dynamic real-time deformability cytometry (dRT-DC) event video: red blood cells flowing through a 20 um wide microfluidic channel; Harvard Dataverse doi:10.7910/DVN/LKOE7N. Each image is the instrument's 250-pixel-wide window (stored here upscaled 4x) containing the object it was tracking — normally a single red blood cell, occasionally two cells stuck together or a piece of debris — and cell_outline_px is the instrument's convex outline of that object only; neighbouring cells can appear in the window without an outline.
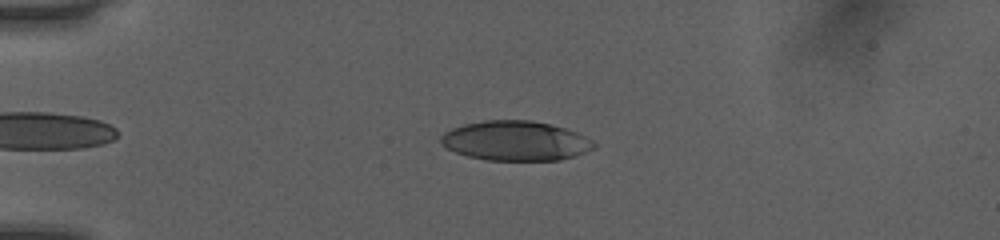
{"species": "human", "species_latin": "Homo sapiens", "temperature_condition": "room temperature", "stored_images_in_passage": 36, "camera_frame_rate_fps": 3000, "um_per_image_px": 0.085, "donor": {"sex": "female"}, "frame": {"image": 1, "passage_image": 3, "time_ms": 0.667, "image_size_px": [1000, 240], "cell_outline_px": [[596, 148], [560, 160], [488, 160], [468, 156], [456, 152], [440, 144], [440, 136], [444, 132], [452, 128], [464, 124], [484, 120], [532, 120], [552, 124], [576, 132], [592, 140], [596, 144]], "centroid_in_image_um": [43.81, 11.96], "position_along_channel_um": 41.2, "area_um2": 35.37}}
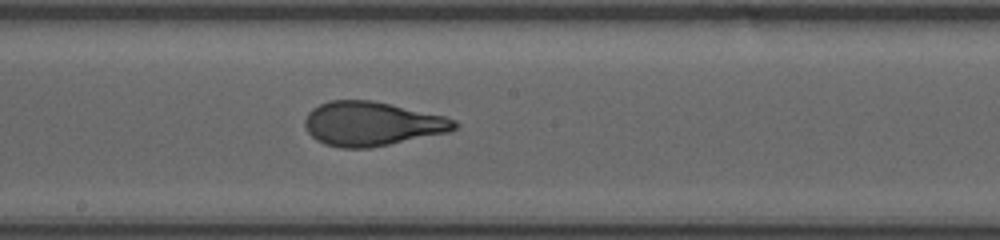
{"frame": {"image": 2, "passage_image": 19, "time_ms": 6.0, "image_size_px": [1000, 240], "cell_outline_px": [[460, 124], [456, 128], [448, 132], [368, 148], [340, 148], [324, 144], [316, 140], [308, 132], [304, 124], [304, 120], [308, 112], [312, 108], [328, 100], [372, 100], [444, 116], [456, 120]], "centroid_in_image_um": [31.58, 10.52], "position_along_channel_um": 216.6, "area_um2": 38.38}}
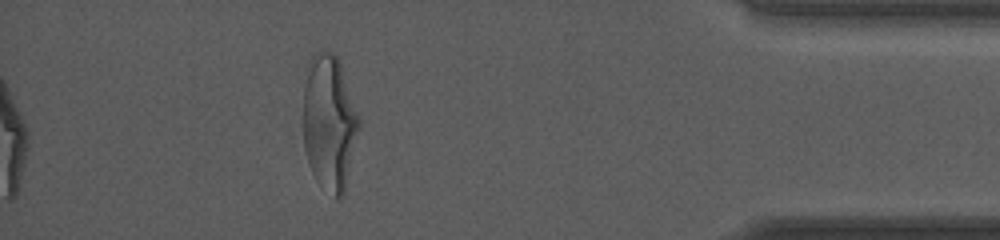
{"frame": {"image": 3, "passage_image": 36, "time_ms": 11.667, "image_size_px": [1000, 240], "cell_outline_px": [[360, 128], [344, 196], [336, 200], [316, 180], [312, 172], [308, 160], [304, 144], [304, 88], [308, 60], [316, 52], [332, 52], [340, 60], [360, 120]], "centroid_in_image_um": [28.01, 10.44], "position_along_channel_um": 407.2, "area_um2": 44.27}, "authors_computed_cell_mechanics": {"area_um2": 38.2058, "velocity_mm_per_s": 4.0699, "shape_relaxation_time_tau1_ms": 3.9541, "shape_relaxation_time_tau2_ms": 0.7127, "deformation_change_tau1": 0.2111, "deformation_change_tau2": 0.069}}